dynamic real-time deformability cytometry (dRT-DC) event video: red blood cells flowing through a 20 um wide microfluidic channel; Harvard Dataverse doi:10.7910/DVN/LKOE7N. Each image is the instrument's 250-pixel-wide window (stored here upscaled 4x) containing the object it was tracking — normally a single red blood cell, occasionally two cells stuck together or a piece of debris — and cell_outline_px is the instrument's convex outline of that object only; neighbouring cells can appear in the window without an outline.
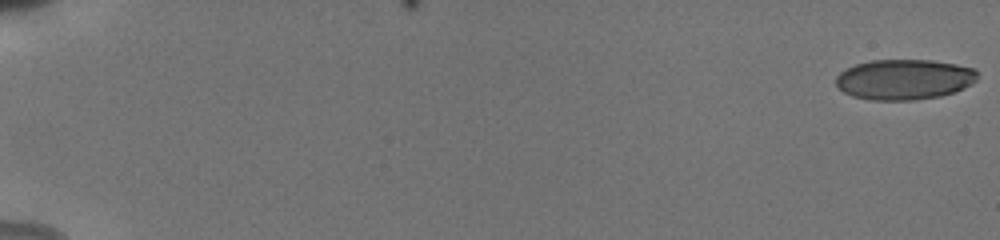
{"species": "human", "species_latin": "Homo sapiens", "temperature_condition": "cold", "stored_images_in_passage": 56, "camera_frame_rate_fps": 3000, "um_per_image_px": 0.085, "donor": {"sex": "male"}, "frame": {"image": 1, "passage_image": 1, "time_ms": 0.0, "image_size_px": [1000, 240], "cell_outline_px": [[976, 80], [972, 84], [964, 88], [940, 96], [916, 100], [872, 100], [852, 96], [844, 92], [836, 84], [836, 76], [840, 72], [856, 64], [872, 60], [932, 60], [956, 64], [972, 68], [976, 72]], "centroid_in_image_um": [76.85, 6.75], "position_along_channel_um": 8.2, "area_um2": 33.18}}
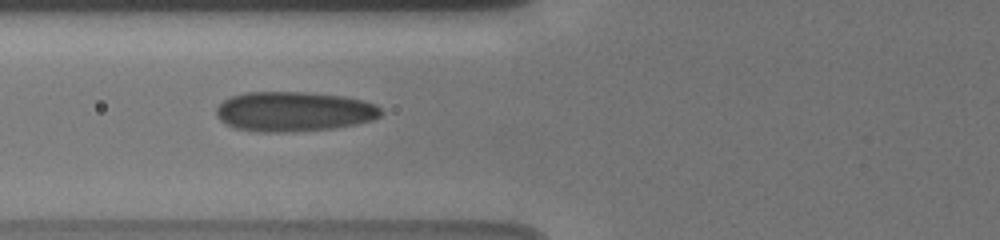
{"frame": {"image": 2, "passage_image": 24, "time_ms": 7.667, "image_size_px": [1000, 240], "cell_outline_px": [[384, 112], [380, 116], [372, 120], [356, 124], [332, 128], [292, 132], [256, 132], [236, 128], [220, 120], [216, 116], [216, 108], [224, 100], [232, 96], [244, 92], [308, 92], [344, 96], [376, 104]], "centroid_in_image_um": [24.98, 9.48], "position_along_channel_um": 100.8, "area_um2": 38.32}}
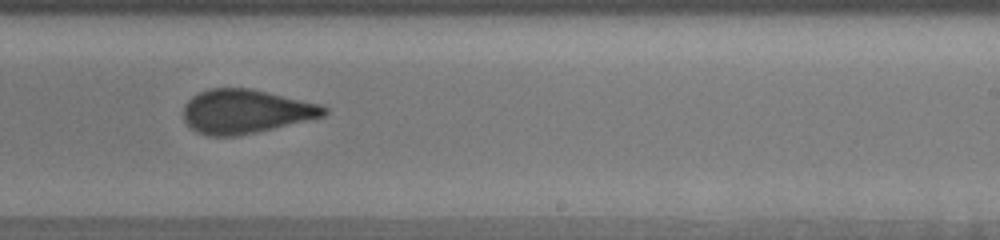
{"frame": {"image": 3, "passage_image": 37, "time_ms": 12.0, "image_size_px": [1000, 240], "cell_outline_px": [[328, 112], [324, 116], [240, 136], [208, 136], [196, 132], [184, 120], [184, 104], [192, 96], [208, 88], [252, 88], [320, 104], [328, 108]], "centroid_in_image_um": [20.87, 9.47], "position_along_channel_um": 268.1, "area_um2": 36.07}, "authors_computed_cell_mechanics": {"area_um2": 35.3736, "velocity_mm_per_s": 3.8665, "shape_relaxation_time_tau1_ms": 7.5076, "shape_relaxation_time_tau2_ms": 1.1784, "deformation_change_tau1": 0.1837, "deformation_change_tau2": 0.0799}}